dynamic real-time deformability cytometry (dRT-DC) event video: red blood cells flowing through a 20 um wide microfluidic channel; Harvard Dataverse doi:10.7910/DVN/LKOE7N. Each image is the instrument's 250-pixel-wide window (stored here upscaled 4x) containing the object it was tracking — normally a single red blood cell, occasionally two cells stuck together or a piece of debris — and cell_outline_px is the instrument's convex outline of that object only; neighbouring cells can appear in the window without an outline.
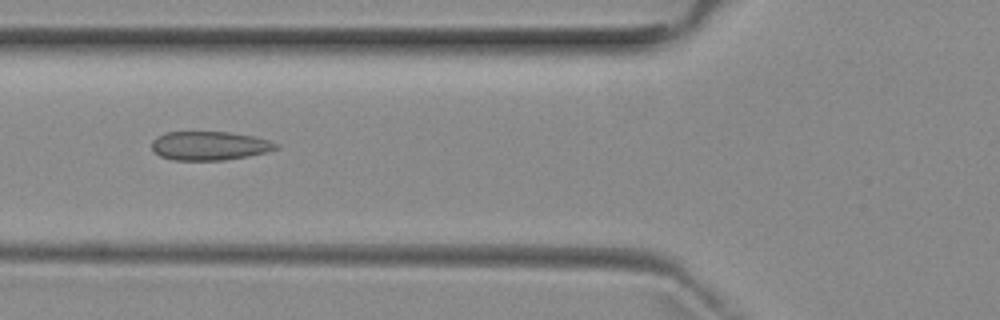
{"species": "common noctule bat (a hibernating species)", "species_latin": "Nyctalus noctula", "temperature_condition": "room temperature", "stored_images_in_passage": 4, "camera_frame_rate_fps": 3000, "um_per_image_px": 0.085, "animal": {"sex": "female", "body_mass_g": 29.2, "forearm_length_mm": 56.3}, "frame": {"image": 1, "passage_image": 4, "time_ms": 3.333, "image_size_px": [1000, 320], "cell_outline_px": [[280, 148], [268, 152], [248, 156], [224, 160], [172, 160], [160, 156], [152, 152], [152, 140], [156, 136], [164, 132], [228, 132], [252, 136], [268, 140], [280, 144]], "centroid_in_image_um": [17.79, 12.39], "position_along_channel_um": 108.0, "area_um2": 21.1}}